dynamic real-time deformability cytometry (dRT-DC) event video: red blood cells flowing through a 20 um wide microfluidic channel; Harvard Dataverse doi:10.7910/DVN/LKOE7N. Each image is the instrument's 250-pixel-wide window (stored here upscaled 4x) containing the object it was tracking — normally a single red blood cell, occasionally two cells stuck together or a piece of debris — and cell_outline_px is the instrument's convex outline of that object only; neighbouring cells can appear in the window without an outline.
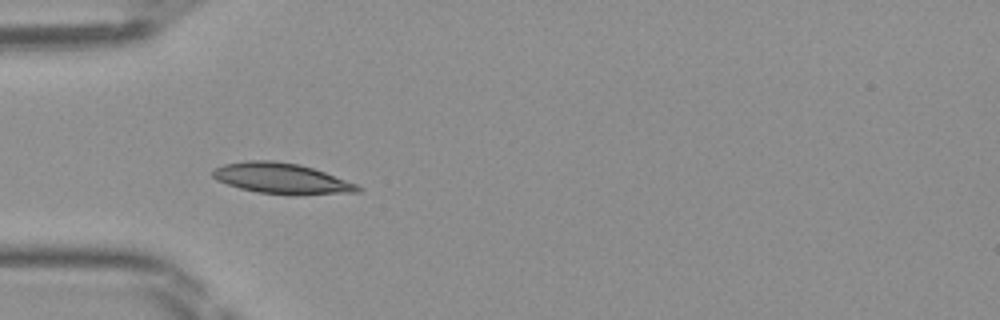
{"species": "Egyptian fruit bat (a non-hibernating species)", "species_latin": "Rousettus aegyptiacus", "temperature_condition": "room temperature", "stored_images_in_passage": 12, "camera_frame_rate_fps": 3000, "um_per_image_px": 0.085, "frame": {"image": 1, "passage_image": 1, "time_ms": 0.0, "image_size_px": [1000, 320], "cell_outline_px": [[364, 188], [360, 192], [296, 196], [260, 192], [240, 188], [216, 180], [212, 176], [212, 168], [224, 164], [248, 160], [272, 160], [300, 164], [324, 172], [356, 184]], "centroid_in_image_um": [23.94, 15.18], "position_along_channel_um": 61.1, "area_um2": 26.13}}
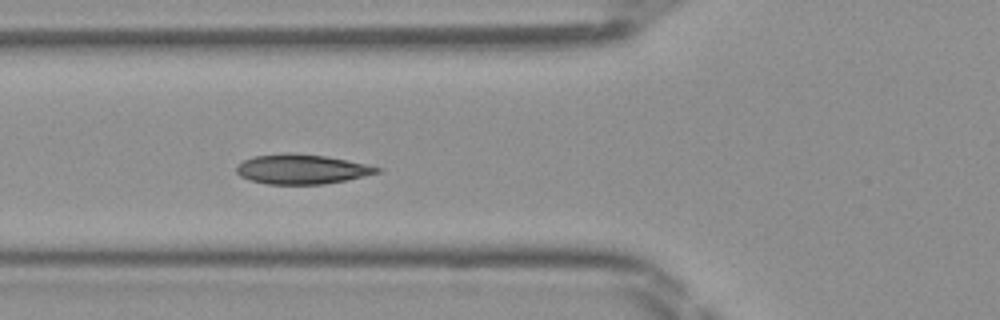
{"frame": {"image": 2, "passage_image": 4, "time_ms": 1.0, "image_size_px": [1000, 320], "cell_outline_px": [[384, 168], [380, 172], [344, 180], [324, 184], [268, 184], [252, 180], [240, 176], [236, 172], [236, 168], [244, 160], [256, 156], [284, 152], [288, 152], [324, 156]], "centroid_in_image_um": [25.62, 14.37], "position_along_channel_um": 100.2, "area_um2": 23.93}}
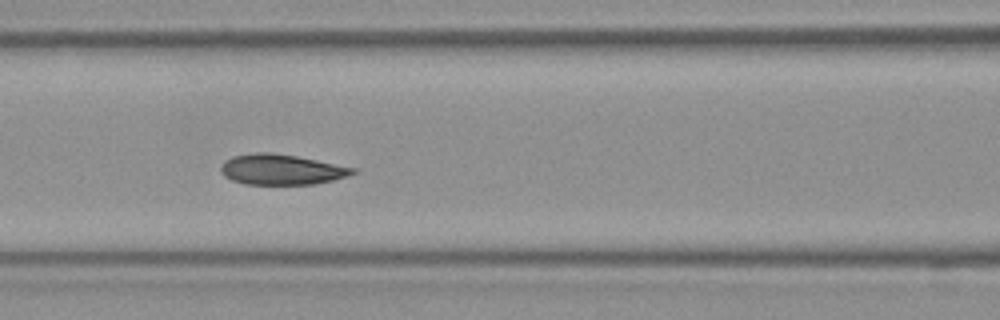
{"frame": {"image": 3, "passage_image": 7, "time_ms": 2.0, "image_size_px": [1000, 320], "cell_outline_px": [[360, 172], [348, 176], [332, 180], [312, 184], [244, 184], [232, 180], [224, 176], [220, 172], [220, 168], [224, 160], [232, 156], [256, 152], [268, 152], [296, 156], [356, 168]], "centroid_in_image_um": [23.91, 14.41], "position_along_channel_um": 142.7, "area_um2": 23.41}}